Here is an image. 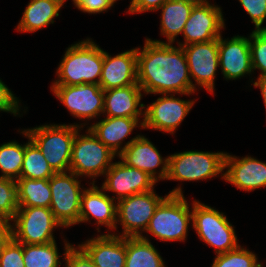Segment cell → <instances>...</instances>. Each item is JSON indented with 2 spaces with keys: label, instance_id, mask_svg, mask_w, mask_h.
Segmentation results:
<instances>
[{
  "label": "cell",
  "instance_id": "1",
  "mask_svg": "<svg viewBox=\"0 0 266 267\" xmlns=\"http://www.w3.org/2000/svg\"><path fill=\"white\" fill-rule=\"evenodd\" d=\"M137 83L146 94L195 91L183 47L159 40L146 39L143 49L137 48Z\"/></svg>",
  "mask_w": 266,
  "mask_h": 267
},
{
  "label": "cell",
  "instance_id": "2",
  "mask_svg": "<svg viewBox=\"0 0 266 267\" xmlns=\"http://www.w3.org/2000/svg\"><path fill=\"white\" fill-rule=\"evenodd\" d=\"M103 61L104 51L90 39L71 45L57 70L60 79L53 85H99Z\"/></svg>",
  "mask_w": 266,
  "mask_h": 267
},
{
  "label": "cell",
  "instance_id": "3",
  "mask_svg": "<svg viewBox=\"0 0 266 267\" xmlns=\"http://www.w3.org/2000/svg\"><path fill=\"white\" fill-rule=\"evenodd\" d=\"M182 194L181 187L173 189L156 208L146 232L161 241H184L192 211Z\"/></svg>",
  "mask_w": 266,
  "mask_h": 267
},
{
  "label": "cell",
  "instance_id": "4",
  "mask_svg": "<svg viewBox=\"0 0 266 267\" xmlns=\"http://www.w3.org/2000/svg\"><path fill=\"white\" fill-rule=\"evenodd\" d=\"M77 125H42L25 130L40 149L50 167L56 172H70L72 144Z\"/></svg>",
  "mask_w": 266,
  "mask_h": 267
},
{
  "label": "cell",
  "instance_id": "5",
  "mask_svg": "<svg viewBox=\"0 0 266 267\" xmlns=\"http://www.w3.org/2000/svg\"><path fill=\"white\" fill-rule=\"evenodd\" d=\"M193 228L208 245L215 247L217 255L237 248V237L233 226L223 213L194 201L192 209Z\"/></svg>",
  "mask_w": 266,
  "mask_h": 267
},
{
  "label": "cell",
  "instance_id": "6",
  "mask_svg": "<svg viewBox=\"0 0 266 267\" xmlns=\"http://www.w3.org/2000/svg\"><path fill=\"white\" fill-rule=\"evenodd\" d=\"M226 153L185 151L168 156L166 179L198 181L217 176L225 169Z\"/></svg>",
  "mask_w": 266,
  "mask_h": 267
},
{
  "label": "cell",
  "instance_id": "7",
  "mask_svg": "<svg viewBox=\"0 0 266 267\" xmlns=\"http://www.w3.org/2000/svg\"><path fill=\"white\" fill-rule=\"evenodd\" d=\"M115 155L90 129L87 135H79L77 132L72 144L70 172L77 176L103 175L113 164L111 161Z\"/></svg>",
  "mask_w": 266,
  "mask_h": 267
},
{
  "label": "cell",
  "instance_id": "8",
  "mask_svg": "<svg viewBox=\"0 0 266 267\" xmlns=\"http://www.w3.org/2000/svg\"><path fill=\"white\" fill-rule=\"evenodd\" d=\"M12 238L22 244H45L55 241L53 229L62 226L50 208L19 207L14 218Z\"/></svg>",
  "mask_w": 266,
  "mask_h": 267
},
{
  "label": "cell",
  "instance_id": "9",
  "mask_svg": "<svg viewBox=\"0 0 266 267\" xmlns=\"http://www.w3.org/2000/svg\"><path fill=\"white\" fill-rule=\"evenodd\" d=\"M55 173L49 179L51 189L50 210L62 227H69L79 223L81 195L78 176L69 172Z\"/></svg>",
  "mask_w": 266,
  "mask_h": 267
},
{
  "label": "cell",
  "instance_id": "10",
  "mask_svg": "<svg viewBox=\"0 0 266 267\" xmlns=\"http://www.w3.org/2000/svg\"><path fill=\"white\" fill-rule=\"evenodd\" d=\"M159 197L154 189L121 199L117 203L116 219L123 226V237H139L147 229L159 204L167 197ZM140 229V230H139Z\"/></svg>",
  "mask_w": 266,
  "mask_h": 267
},
{
  "label": "cell",
  "instance_id": "11",
  "mask_svg": "<svg viewBox=\"0 0 266 267\" xmlns=\"http://www.w3.org/2000/svg\"><path fill=\"white\" fill-rule=\"evenodd\" d=\"M55 96L71 114L90 119L104 110V90L97 84L52 85Z\"/></svg>",
  "mask_w": 266,
  "mask_h": 267
},
{
  "label": "cell",
  "instance_id": "12",
  "mask_svg": "<svg viewBox=\"0 0 266 267\" xmlns=\"http://www.w3.org/2000/svg\"><path fill=\"white\" fill-rule=\"evenodd\" d=\"M224 25L220 7L210 3L195 5L182 32L185 42L184 44L179 42V46L218 39Z\"/></svg>",
  "mask_w": 266,
  "mask_h": 267
},
{
  "label": "cell",
  "instance_id": "13",
  "mask_svg": "<svg viewBox=\"0 0 266 267\" xmlns=\"http://www.w3.org/2000/svg\"><path fill=\"white\" fill-rule=\"evenodd\" d=\"M194 101L180 100L174 98V95L158 98L154 103L149 105L141 122L142 128H151L159 131L174 134L175 129L181 124L186 115L191 110Z\"/></svg>",
  "mask_w": 266,
  "mask_h": 267
},
{
  "label": "cell",
  "instance_id": "14",
  "mask_svg": "<svg viewBox=\"0 0 266 267\" xmlns=\"http://www.w3.org/2000/svg\"><path fill=\"white\" fill-rule=\"evenodd\" d=\"M190 76L195 82L213 93L214 79L219 66L218 39L182 46Z\"/></svg>",
  "mask_w": 266,
  "mask_h": 267
},
{
  "label": "cell",
  "instance_id": "15",
  "mask_svg": "<svg viewBox=\"0 0 266 267\" xmlns=\"http://www.w3.org/2000/svg\"><path fill=\"white\" fill-rule=\"evenodd\" d=\"M104 175L107 178L101 187L102 191L117 193L116 200L118 201L153 190L156 183L146 172L130 167L122 161L113 163Z\"/></svg>",
  "mask_w": 266,
  "mask_h": 267
},
{
  "label": "cell",
  "instance_id": "16",
  "mask_svg": "<svg viewBox=\"0 0 266 267\" xmlns=\"http://www.w3.org/2000/svg\"><path fill=\"white\" fill-rule=\"evenodd\" d=\"M121 161L126 165L146 172L156 182L166 179L168 174V157L162 156L154 145L144 136L137 135L125 144V149L119 154ZM163 165L158 178L155 175L156 167Z\"/></svg>",
  "mask_w": 266,
  "mask_h": 267
},
{
  "label": "cell",
  "instance_id": "17",
  "mask_svg": "<svg viewBox=\"0 0 266 267\" xmlns=\"http://www.w3.org/2000/svg\"><path fill=\"white\" fill-rule=\"evenodd\" d=\"M219 65L226 79H237L253 71L249 38L234 36L231 40L218 38Z\"/></svg>",
  "mask_w": 266,
  "mask_h": 267
},
{
  "label": "cell",
  "instance_id": "18",
  "mask_svg": "<svg viewBox=\"0 0 266 267\" xmlns=\"http://www.w3.org/2000/svg\"><path fill=\"white\" fill-rule=\"evenodd\" d=\"M137 83V48L111 57L104 51L100 87L105 90Z\"/></svg>",
  "mask_w": 266,
  "mask_h": 267
},
{
  "label": "cell",
  "instance_id": "19",
  "mask_svg": "<svg viewBox=\"0 0 266 267\" xmlns=\"http://www.w3.org/2000/svg\"><path fill=\"white\" fill-rule=\"evenodd\" d=\"M225 168L222 178L238 189L252 191L266 186V163L253 157L237 159L226 153Z\"/></svg>",
  "mask_w": 266,
  "mask_h": 267
},
{
  "label": "cell",
  "instance_id": "20",
  "mask_svg": "<svg viewBox=\"0 0 266 267\" xmlns=\"http://www.w3.org/2000/svg\"><path fill=\"white\" fill-rule=\"evenodd\" d=\"M79 247L96 267H125L126 237L108 233L92 238Z\"/></svg>",
  "mask_w": 266,
  "mask_h": 267
},
{
  "label": "cell",
  "instance_id": "21",
  "mask_svg": "<svg viewBox=\"0 0 266 267\" xmlns=\"http://www.w3.org/2000/svg\"><path fill=\"white\" fill-rule=\"evenodd\" d=\"M114 200V197H109L92 183V187L83 190L81 195L79 223L87 222L91 215L97 220L98 225L116 229L117 204H114Z\"/></svg>",
  "mask_w": 266,
  "mask_h": 267
},
{
  "label": "cell",
  "instance_id": "22",
  "mask_svg": "<svg viewBox=\"0 0 266 267\" xmlns=\"http://www.w3.org/2000/svg\"><path fill=\"white\" fill-rule=\"evenodd\" d=\"M141 87L138 84L104 91V110L107 117H129L139 119L145 105L140 103ZM140 104V105H139ZM140 106V110L138 108Z\"/></svg>",
  "mask_w": 266,
  "mask_h": 267
},
{
  "label": "cell",
  "instance_id": "23",
  "mask_svg": "<svg viewBox=\"0 0 266 267\" xmlns=\"http://www.w3.org/2000/svg\"><path fill=\"white\" fill-rule=\"evenodd\" d=\"M138 121L129 117H106L89 129L107 148L119 155L125 149V146H120L122 141L138 125ZM119 148L120 151H118Z\"/></svg>",
  "mask_w": 266,
  "mask_h": 267
},
{
  "label": "cell",
  "instance_id": "24",
  "mask_svg": "<svg viewBox=\"0 0 266 267\" xmlns=\"http://www.w3.org/2000/svg\"><path fill=\"white\" fill-rule=\"evenodd\" d=\"M66 0H31L24 10L18 31L35 32L50 23L54 17L59 16V10Z\"/></svg>",
  "mask_w": 266,
  "mask_h": 267
},
{
  "label": "cell",
  "instance_id": "25",
  "mask_svg": "<svg viewBox=\"0 0 266 267\" xmlns=\"http://www.w3.org/2000/svg\"><path fill=\"white\" fill-rule=\"evenodd\" d=\"M193 6L179 0H167L159 8L162 9L161 34L166 36L169 43H174L175 37L183 32Z\"/></svg>",
  "mask_w": 266,
  "mask_h": 267
},
{
  "label": "cell",
  "instance_id": "26",
  "mask_svg": "<svg viewBox=\"0 0 266 267\" xmlns=\"http://www.w3.org/2000/svg\"><path fill=\"white\" fill-rule=\"evenodd\" d=\"M125 267H165L162 257L143 235L126 237Z\"/></svg>",
  "mask_w": 266,
  "mask_h": 267
},
{
  "label": "cell",
  "instance_id": "27",
  "mask_svg": "<svg viewBox=\"0 0 266 267\" xmlns=\"http://www.w3.org/2000/svg\"><path fill=\"white\" fill-rule=\"evenodd\" d=\"M19 207H46L51 205L49 179L19 178L16 180Z\"/></svg>",
  "mask_w": 266,
  "mask_h": 267
},
{
  "label": "cell",
  "instance_id": "28",
  "mask_svg": "<svg viewBox=\"0 0 266 267\" xmlns=\"http://www.w3.org/2000/svg\"><path fill=\"white\" fill-rule=\"evenodd\" d=\"M22 133L28 137L29 141L25 144V155L20 178L50 179L56 172L50 167L40 149L30 139L28 133L25 130Z\"/></svg>",
  "mask_w": 266,
  "mask_h": 267
},
{
  "label": "cell",
  "instance_id": "29",
  "mask_svg": "<svg viewBox=\"0 0 266 267\" xmlns=\"http://www.w3.org/2000/svg\"><path fill=\"white\" fill-rule=\"evenodd\" d=\"M59 255L55 241L45 244H23L25 267H58Z\"/></svg>",
  "mask_w": 266,
  "mask_h": 267
},
{
  "label": "cell",
  "instance_id": "30",
  "mask_svg": "<svg viewBox=\"0 0 266 267\" xmlns=\"http://www.w3.org/2000/svg\"><path fill=\"white\" fill-rule=\"evenodd\" d=\"M25 155V144L12 141L0 146V169L2 177L18 180ZM15 178V179H14Z\"/></svg>",
  "mask_w": 266,
  "mask_h": 267
},
{
  "label": "cell",
  "instance_id": "31",
  "mask_svg": "<svg viewBox=\"0 0 266 267\" xmlns=\"http://www.w3.org/2000/svg\"><path fill=\"white\" fill-rule=\"evenodd\" d=\"M18 208L16 181L0 176V221H12Z\"/></svg>",
  "mask_w": 266,
  "mask_h": 267
},
{
  "label": "cell",
  "instance_id": "32",
  "mask_svg": "<svg viewBox=\"0 0 266 267\" xmlns=\"http://www.w3.org/2000/svg\"><path fill=\"white\" fill-rule=\"evenodd\" d=\"M256 254L242 248L240 245L226 253L219 254L211 267H258Z\"/></svg>",
  "mask_w": 266,
  "mask_h": 267
},
{
  "label": "cell",
  "instance_id": "33",
  "mask_svg": "<svg viewBox=\"0 0 266 267\" xmlns=\"http://www.w3.org/2000/svg\"><path fill=\"white\" fill-rule=\"evenodd\" d=\"M253 41H252V40ZM250 54L253 70L260 69L259 77L266 76V30H254L250 35Z\"/></svg>",
  "mask_w": 266,
  "mask_h": 267
},
{
  "label": "cell",
  "instance_id": "34",
  "mask_svg": "<svg viewBox=\"0 0 266 267\" xmlns=\"http://www.w3.org/2000/svg\"><path fill=\"white\" fill-rule=\"evenodd\" d=\"M0 267H25L23 244L11 238L0 255Z\"/></svg>",
  "mask_w": 266,
  "mask_h": 267
},
{
  "label": "cell",
  "instance_id": "35",
  "mask_svg": "<svg viewBox=\"0 0 266 267\" xmlns=\"http://www.w3.org/2000/svg\"><path fill=\"white\" fill-rule=\"evenodd\" d=\"M245 11L255 24V30H266L261 27L266 18V0H239Z\"/></svg>",
  "mask_w": 266,
  "mask_h": 267
},
{
  "label": "cell",
  "instance_id": "36",
  "mask_svg": "<svg viewBox=\"0 0 266 267\" xmlns=\"http://www.w3.org/2000/svg\"><path fill=\"white\" fill-rule=\"evenodd\" d=\"M65 261L66 267H96V265L91 261L88 255L78 246L75 248L69 243H65Z\"/></svg>",
  "mask_w": 266,
  "mask_h": 267
},
{
  "label": "cell",
  "instance_id": "37",
  "mask_svg": "<svg viewBox=\"0 0 266 267\" xmlns=\"http://www.w3.org/2000/svg\"><path fill=\"white\" fill-rule=\"evenodd\" d=\"M115 0H73L75 6L87 13H100L113 6Z\"/></svg>",
  "mask_w": 266,
  "mask_h": 267
},
{
  "label": "cell",
  "instance_id": "38",
  "mask_svg": "<svg viewBox=\"0 0 266 267\" xmlns=\"http://www.w3.org/2000/svg\"><path fill=\"white\" fill-rule=\"evenodd\" d=\"M18 102L17 97L0 80V111L11 112L16 116L19 112Z\"/></svg>",
  "mask_w": 266,
  "mask_h": 267
},
{
  "label": "cell",
  "instance_id": "39",
  "mask_svg": "<svg viewBox=\"0 0 266 267\" xmlns=\"http://www.w3.org/2000/svg\"><path fill=\"white\" fill-rule=\"evenodd\" d=\"M167 0H133L129 6V13H142L158 10Z\"/></svg>",
  "mask_w": 266,
  "mask_h": 267
},
{
  "label": "cell",
  "instance_id": "40",
  "mask_svg": "<svg viewBox=\"0 0 266 267\" xmlns=\"http://www.w3.org/2000/svg\"><path fill=\"white\" fill-rule=\"evenodd\" d=\"M11 238L12 225L8 221H0V255Z\"/></svg>",
  "mask_w": 266,
  "mask_h": 267
},
{
  "label": "cell",
  "instance_id": "41",
  "mask_svg": "<svg viewBox=\"0 0 266 267\" xmlns=\"http://www.w3.org/2000/svg\"><path fill=\"white\" fill-rule=\"evenodd\" d=\"M255 87H259L261 89V93L264 99V104L266 107V76L259 77L256 82H254Z\"/></svg>",
  "mask_w": 266,
  "mask_h": 267
},
{
  "label": "cell",
  "instance_id": "42",
  "mask_svg": "<svg viewBox=\"0 0 266 267\" xmlns=\"http://www.w3.org/2000/svg\"><path fill=\"white\" fill-rule=\"evenodd\" d=\"M179 1L187 2L194 6L209 3L207 0H179Z\"/></svg>",
  "mask_w": 266,
  "mask_h": 267
}]
</instances>
